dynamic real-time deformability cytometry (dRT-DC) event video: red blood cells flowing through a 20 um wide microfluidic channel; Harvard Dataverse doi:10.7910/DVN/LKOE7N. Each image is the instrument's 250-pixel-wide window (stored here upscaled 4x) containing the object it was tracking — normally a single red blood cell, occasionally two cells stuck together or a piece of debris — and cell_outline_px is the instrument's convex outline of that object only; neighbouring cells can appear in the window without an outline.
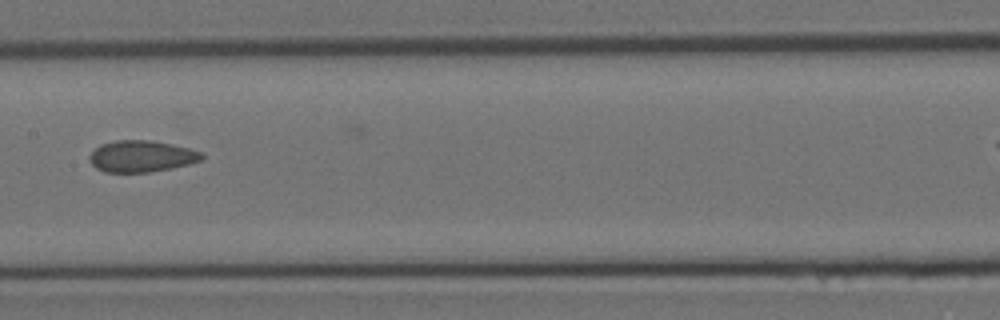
{"species": "Egyptian fruit bat (a non-hibernating species)", "species_latin": "Rousettus aegyptiacus", "temperature_condition": "room temperature", "stored_images_in_passage": 9, "segment_of_instrument_passage": [1, 2], "camera_frame_rate_fps": 3000, "um_per_image_px": 0.085, "animal": {"sex": "female"}, "frame": {"image": 1, "passage_image": 6, "time_ms": 1.667, "image_size_px": [1000, 320], "cell_outline_px": [[204, 156], [200, 160], [188, 164], [148, 172], [104, 172], [96, 168], [92, 164], [88, 156], [100, 144], [116, 140], [148, 140], [172, 144], [188, 148], [200, 152]], "centroid_in_image_um": [11.98, 13.28], "position_along_channel_um": 195.4, "area_um2": 20.35}}
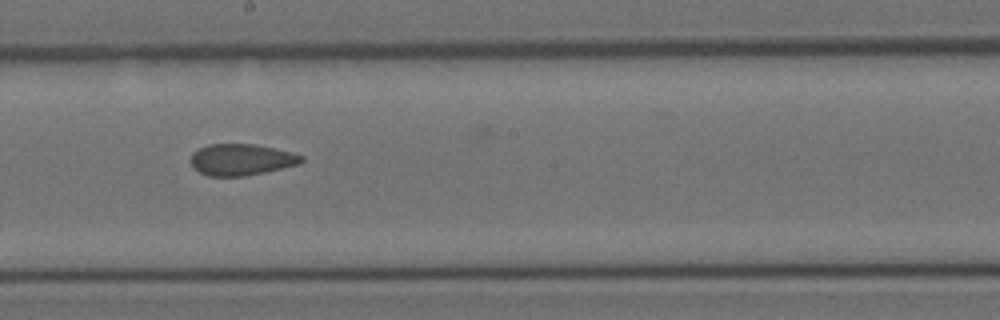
{"frame": {"image": 2, "passage_image": 7, "time_ms": 2.0, "image_size_px": [1000, 320], "cell_outline_px": [[304, 160], [300, 164], [264, 172], [244, 176], [208, 176], [192, 168], [188, 160], [192, 152], [208, 144], [256, 144], [292, 152], [304, 156]], "centroid_in_image_um": [20.48, 13.56], "position_along_channel_um": 227.7, "area_um2": 20.52}}
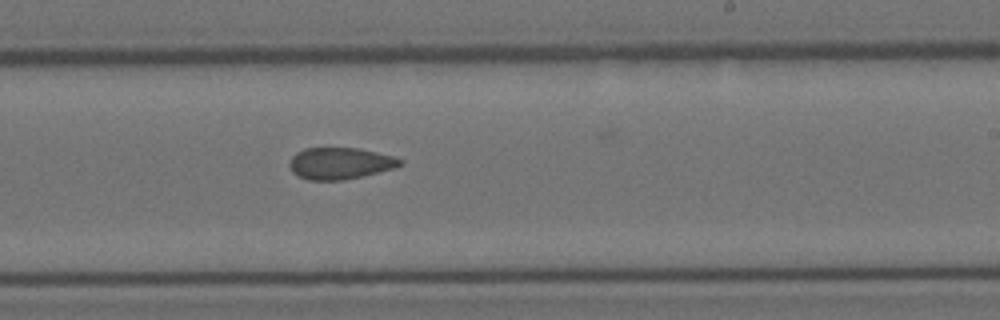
{"frame": {"image": 3, "passage_image": 8, "time_ms": 2.333, "image_size_px": [1000, 320], "cell_outline_px": [[404, 164], [396, 168], [344, 180], [308, 180], [292, 172], [288, 164], [292, 156], [296, 152], [304, 148], [360, 148], [392, 156], [404, 160]], "centroid_in_image_um": [28.91, 13.88], "position_along_channel_um": 260.1, "area_um2": 20.52}}